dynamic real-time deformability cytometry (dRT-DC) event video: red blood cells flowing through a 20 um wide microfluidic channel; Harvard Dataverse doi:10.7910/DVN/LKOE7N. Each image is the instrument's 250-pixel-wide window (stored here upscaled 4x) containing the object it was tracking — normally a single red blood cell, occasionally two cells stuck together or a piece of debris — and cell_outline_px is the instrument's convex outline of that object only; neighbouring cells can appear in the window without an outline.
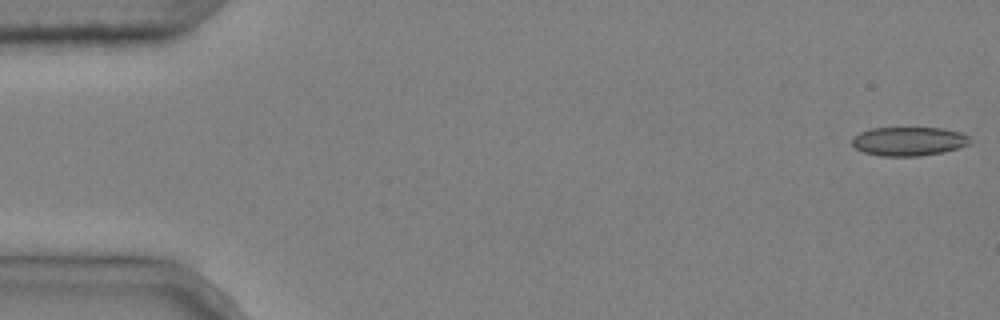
{"species": "common noctule bat (a hibernating species)", "species_latin": "Nyctalus noctula", "temperature_condition": "cold", "stored_images_in_passage": 4, "camera_frame_rate_fps": 3000, "um_per_image_px": 0.085, "animal": {"sex": "male", "body_mass_g": 20.4}, "frame": {"image": 1, "passage_image": 1, "time_ms": 0.0, "image_size_px": [1000, 320], "cell_outline_px": [[972, 140], [968, 144], [960, 148], [944, 152], [920, 156], [880, 156], [864, 152], [856, 148], [852, 144], [852, 136], [860, 132], [872, 128], [944, 128], [960, 132], [972, 136]], "centroid_in_image_um": [77.28, 12.01], "position_along_channel_um": 7.7, "area_um2": 20.11}}
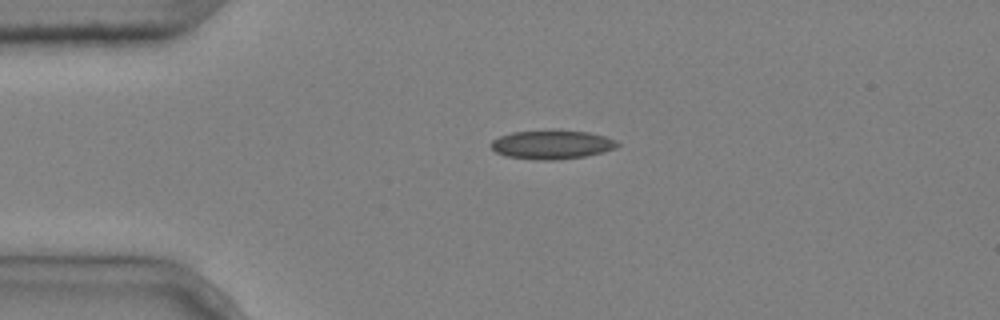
{"frame": {"image": 2, "passage_image": 4, "time_ms": 1.0, "image_size_px": [1000, 320], "cell_outline_px": [[620, 144], [616, 148], [604, 152], [584, 156], [556, 160], [536, 160], [508, 156], [496, 152], [492, 148], [492, 140], [500, 136], [512, 132], [548, 128], [556, 128], [588, 132], [604, 136], [616, 140]], "centroid_in_image_um": [46.93, 12.25], "position_along_channel_um": 38.1, "area_um2": 21.79}}